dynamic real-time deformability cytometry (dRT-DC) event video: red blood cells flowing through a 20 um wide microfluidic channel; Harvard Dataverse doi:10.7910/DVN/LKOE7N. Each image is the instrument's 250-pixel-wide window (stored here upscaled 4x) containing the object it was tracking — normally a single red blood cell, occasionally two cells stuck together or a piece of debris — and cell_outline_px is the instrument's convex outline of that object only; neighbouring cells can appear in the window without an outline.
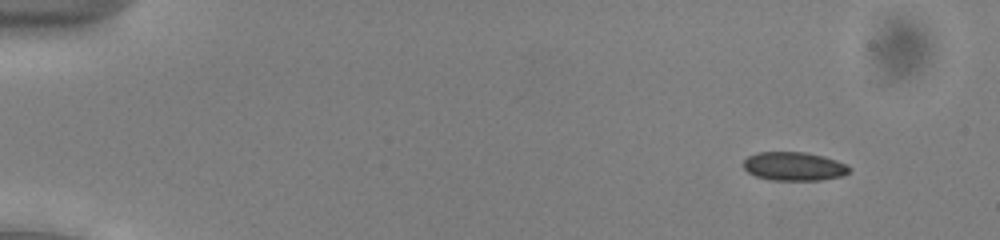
{"species": "common noctule bat (a hibernating species)", "species_latin": "Nyctalus noctula", "temperature_condition": "cold", "stored_images_in_passage": 54, "camera_frame_rate_fps": 3000, "um_per_image_px": 0.085, "animal": {"sex": "male", "body_mass_g": 13.0, "forearm_length_mm": 53.1}, "frame": {"image": 1, "passage_image": 6, "time_ms": 1.667, "image_size_px": [1000, 240], "cell_outline_px": [[852, 172], [844, 176], [820, 180], [772, 180], [756, 176], [748, 172], [744, 168], [744, 160], [748, 156], [756, 152], [808, 152], [824, 156], [848, 164], [852, 168]], "centroid_in_image_um": [67.56, 14.13], "position_along_channel_um": 17.4, "area_um2": 17.98}}
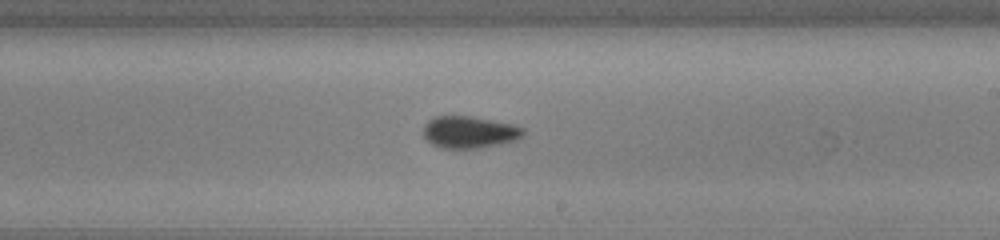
{"frame": {"image": 2, "passage_image": 33, "time_ms": 10.667, "image_size_px": [1000, 240], "cell_outline_px": [[524, 136], [516, 140], [500, 144], [476, 148], [440, 148], [432, 144], [424, 136], [424, 124], [432, 116], [468, 116], [492, 120], [512, 124], [524, 128]], "centroid_in_image_um": [39.89, 11.23], "position_along_channel_um": 249.1, "area_um2": 18.61}}
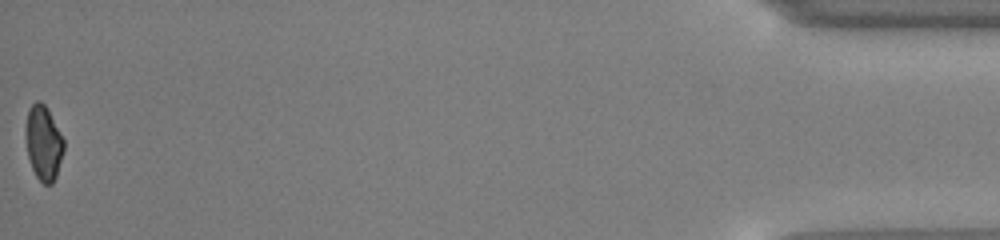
{"frame": {"image": 3, "passage_image": 54, "time_ms": 17.667, "image_size_px": [1000, 240], "cell_outline_px": [[64, 148], [56, 176], [52, 184], [44, 184], [36, 176], [32, 168], [28, 156], [24, 136], [24, 128], [28, 108], [36, 100], [40, 100], [44, 104], [64, 140]], "centroid_in_image_um": [3.65, 12.13], "position_along_channel_um": 431.5, "area_um2": 16.59}, "authors_computed_cell_mechanics": {"area_um2": 17.8602, "velocity_mm_per_s": 3.9066, "shape_relaxation_time_tau1_ms": 2.2152, "shape_relaxation_time_tau2_ms": 2.3677, "deformation_change_tau1": 0.0595, "deformation_change_tau2": 0.0696}}